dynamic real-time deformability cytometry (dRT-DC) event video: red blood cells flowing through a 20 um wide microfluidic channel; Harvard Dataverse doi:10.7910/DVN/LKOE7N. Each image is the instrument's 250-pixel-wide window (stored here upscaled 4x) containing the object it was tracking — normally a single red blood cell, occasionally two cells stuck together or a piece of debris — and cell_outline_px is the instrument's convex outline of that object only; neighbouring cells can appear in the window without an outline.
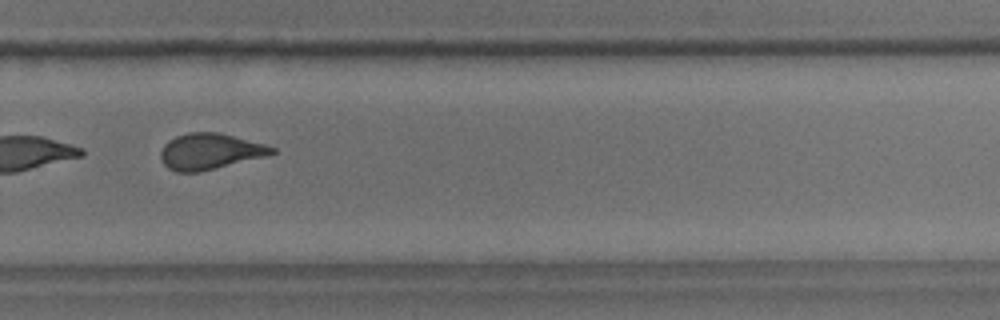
{"species": "common noctule bat (a hibernating species)", "species_latin": "Nyctalus noctula", "temperature_condition": "room temperature", "stored_images_in_passage": 10, "camera_frame_rate_fps": 3000, "um_per_image_px": 0.085, "animal": {"sex": "male", "body_mass_g": 18.8}, "frame": {"image": 1, "passage_image": 10, "time_ms": 3.0, "image_size_px": [1000, 320], "cell_outline_px": [[276, 152], [268, 156], [200, 172], [176, 172], [168, 168], [160, 160], [160, 152], [164, 144], [168, 140], [176, 136], [188, 132], [220, 132], [268, 144], [276, 148]], "centroid_in_image_um": [17.87, 12.86], "position_along_channel_um": 311.9, "area_um2": 23.81}}